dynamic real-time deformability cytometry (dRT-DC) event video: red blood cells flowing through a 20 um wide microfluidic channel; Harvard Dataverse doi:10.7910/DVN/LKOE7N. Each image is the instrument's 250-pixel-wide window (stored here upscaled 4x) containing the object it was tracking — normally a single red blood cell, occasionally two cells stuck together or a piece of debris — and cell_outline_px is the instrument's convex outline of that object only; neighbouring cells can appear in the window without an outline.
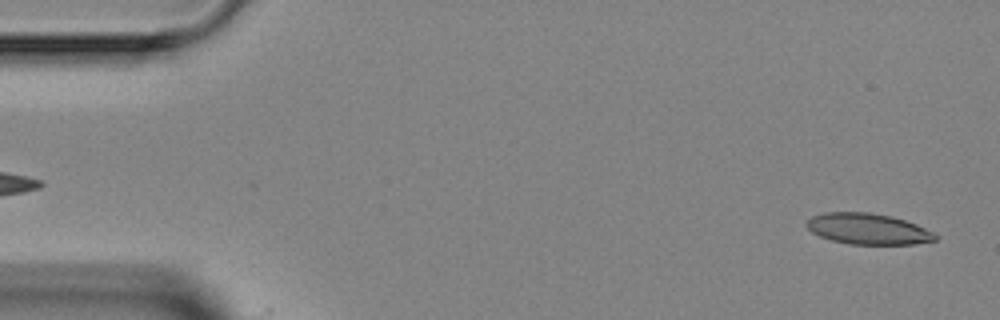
{"species": "Egyptian fruit bat (a non-hibernating species)", "species_latin": "Rousettus aegyptiacus", "temperature_condition": "room temperature", "stored_images_in_passage": 4, "segment_of_instrument_passage": [2, 2], "camera_frame_rate_fps": 3000, "um_per_image_px": 0.085, "animal": {"sex": "female"}, "frame": {"image": 1, "passage_image": 4, "time_ms": 3.333, "image_size_px": [1000, 320], "cell_outline_px": [[940, 236], [936, 240], [912, 244], [848, 244], [832, 240], [820, 236], [812, 232], [804, 224], [812, 216], [824, 212], [868, 212], [892, 216], [916, 224]], "centroid_in_image_um": [73.76, 19.45], "position_along_channel_um": 11.2, "area_um2": 23.18}}